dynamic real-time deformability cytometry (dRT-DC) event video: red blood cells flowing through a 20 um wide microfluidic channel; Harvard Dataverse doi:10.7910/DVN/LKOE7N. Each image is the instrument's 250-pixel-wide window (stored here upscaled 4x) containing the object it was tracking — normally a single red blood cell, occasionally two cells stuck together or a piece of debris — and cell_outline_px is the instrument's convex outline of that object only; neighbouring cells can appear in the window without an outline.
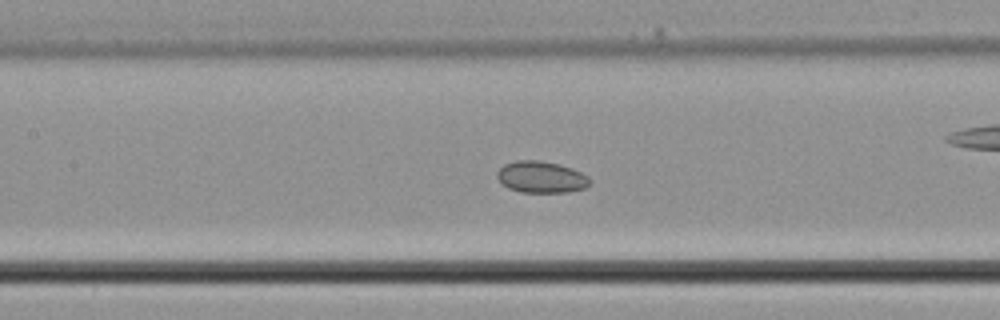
{"species": "common noctule bat (a hibernating species)", "species_latin": "Nyctalus noctula", "temperature_condition": "cold", "stored_images_in_passage": 38, "camera_frame_rate_fps": 3000, "um_per_image_px": 0.085, "animal": {"sex": "male", "body_mass_g": 21.5, "forearm_length_mm": 52.0}, "frame": {"image": 1, "passage_image": 17, "time_ms": 5.333, "image_size_px": [1000, 320], "cell_outline_px": [[588, 184], [584, 188], [568, 192], [520, 192], [508, 188], [500, 184], [496, 176], [496, 172], [504, 164], [516, 160], [536, 160], [560, 164], [572, 168], [588, 176]], "centroid_in_image_um": [45.94, 15.05], "position_along_channel_um": 161.5, "area_um2": 17.11}}